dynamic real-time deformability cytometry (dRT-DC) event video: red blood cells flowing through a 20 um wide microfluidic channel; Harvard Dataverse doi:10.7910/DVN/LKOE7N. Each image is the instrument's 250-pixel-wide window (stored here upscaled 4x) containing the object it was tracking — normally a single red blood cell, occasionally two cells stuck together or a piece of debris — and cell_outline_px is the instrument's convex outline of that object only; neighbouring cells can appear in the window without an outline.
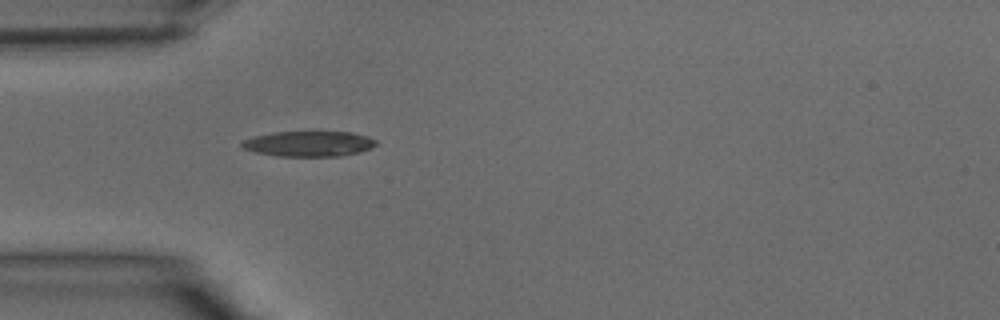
{"species": "common noctule bat (a hibernating species)", "species_latin": "Nyctalus noctula", "temperature_condition": "warm", "stored_images_in_passage": 29, "camera_frame_rate_fps": 3000, "um_per_image_px": 0.085, "animal": {"sex": "male", "body_mass_g": 15.6}, "frame": {"image": 1, "passage_image": 1, "time_ms": 0.0, "image_size_px": [1000, 320], "cell_outline_px": [[376, 144], [360, 152], [340, 156], [276, 156], [256, 152], [244, 148], [240, 144], [244, 140], [252, 136], [276, 132], [316, 128], [352, 132], [368, 136], [376, 140]], "centroid_in_image_um": [26.27, 12.16], "position_along_channel_um": 58.7, "area_um2": 20.81}}
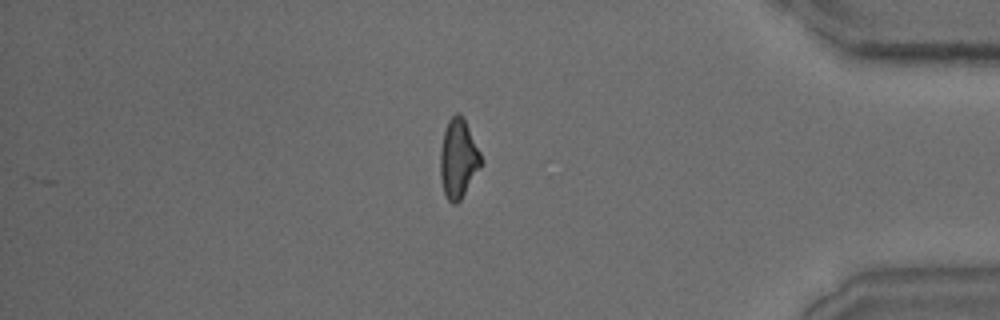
{"frame": {"image": 2, "passage_image": 23, "time_ms": 7.333, "image_size_px": [1000, 320], "cell_outline_px": [[484, 164], [460, 200], [456, 204], [452, 204], [448, 200], [444, 192], [440, 176], [440, 148], [444, 132], [448, 120], [456, 112], [460, 112], [464, 116], [480, 152]], "centroid_in_image_um": [38.98, 13.46], "position_along_channel_um": 396.2, "area_um2": 19.13}}
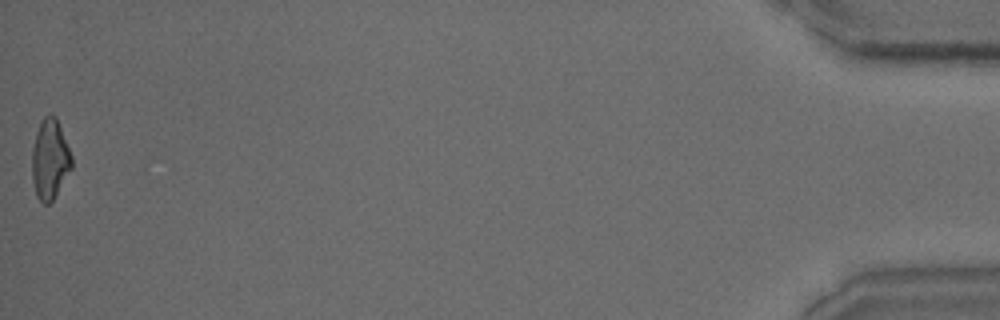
{"frame": {"image": 3, "passage_image": 29, "time_ms": 9.333, "image_size_px": [1000, 320], "cell_outline_px": [[72, 168], [52, 200], [48, 204], [44, 204], [36, 196], [32, 176], [32, 148], [36, 132], [40, 120], [44, 116], [56, 116], [72, 156]], "centroid_in_image_um": [4.23, 13.53], "position_along_channel_um": 431.0, "area_um2": 18.38}}